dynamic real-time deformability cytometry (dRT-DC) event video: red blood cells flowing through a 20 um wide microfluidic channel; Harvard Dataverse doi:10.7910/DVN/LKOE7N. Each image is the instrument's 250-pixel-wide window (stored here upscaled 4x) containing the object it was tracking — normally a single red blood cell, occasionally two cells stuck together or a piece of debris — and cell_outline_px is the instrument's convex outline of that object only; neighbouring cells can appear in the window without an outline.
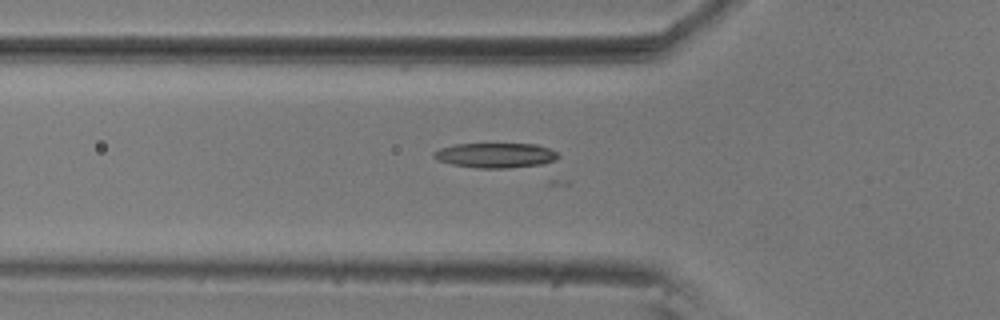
{"species": "common noctule bat (a hibernating species)", "species_latin": "Nyctalus noctula", "temperature_condition": "room temperature", "stored_images_in_passage": 23, "camera_frame_rate_fps": 3000, "um_per_image_px": 0.085, "animal": {"sex": "male", "body_mass_g": 20.5, "forearm_length_mm": 52.5}, "frame": {"image": 1, "passage_image": 2, "time_ms": 0.333, "image_size_px": [1000, 320], "cell_outline_px": [[560, 156], [556, 160], [548, 164], [504, 168], [476, 168], [452, 164], [436, 160], [432, 156], [432, 152], [440, 148], [456, 144], [536, 144], [548, 148], [556, 152]], "centroid_in_image_um": [42.13, 13.21], "position_along_channel_um": 83.7, "area_um2": 18.21}}
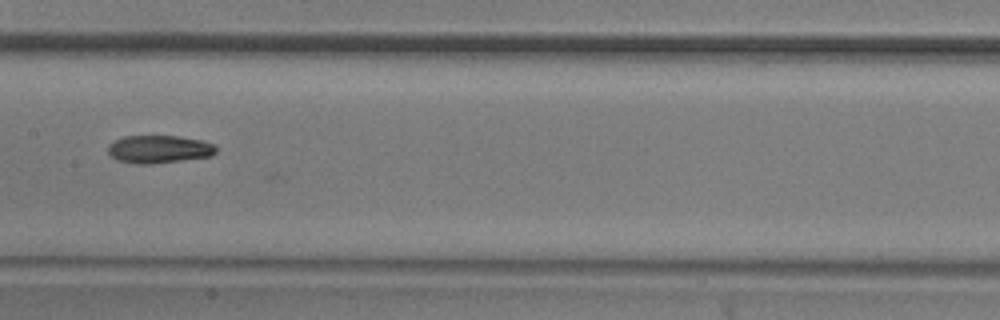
{"frame": {"image": 2, "passage_image": 11, "time_ms": 3.333, "image_size_px": [1000, 320], "cell_outline_px": [[216, 152], [212, 156], [152, 164], [136, 164], [120, 160], [112, 156], [108, 152], [108, 144], [124, 136], [180, 136], [200, 140], [216, 144]], "centroid_in_image_um": [13.54, 12.68], "position_along_channel_um": 193.9, "area_um2": 17.51}}
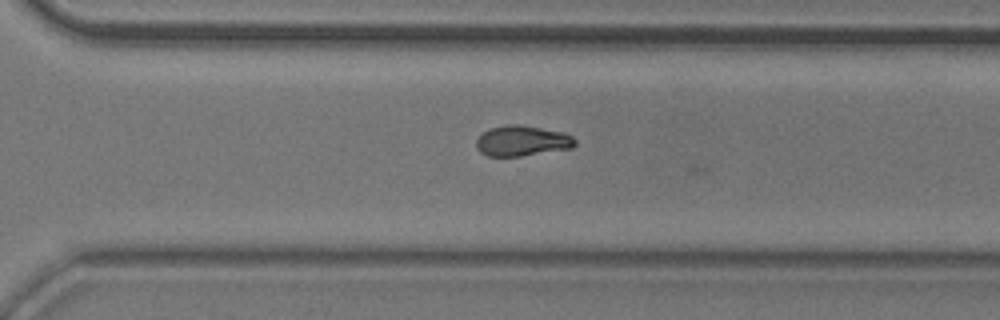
{"frame": {"image": 3, "passage_image": 22, "time_ms": 7.0, "image_size_px": [1000, 320], "cell_outline_px": [[576, 144], [572, 148], [520, 156], [488, 156], [480, 152], [476, 148], [476, 140], [488, 128], [504, 124], [520, 124], [564, 132], [572, 136], [576, 140]], "centroid_in_image_um": [44.37, 11.96], "position_along_channel_um": 326.2, "area_um2": 17.69}}